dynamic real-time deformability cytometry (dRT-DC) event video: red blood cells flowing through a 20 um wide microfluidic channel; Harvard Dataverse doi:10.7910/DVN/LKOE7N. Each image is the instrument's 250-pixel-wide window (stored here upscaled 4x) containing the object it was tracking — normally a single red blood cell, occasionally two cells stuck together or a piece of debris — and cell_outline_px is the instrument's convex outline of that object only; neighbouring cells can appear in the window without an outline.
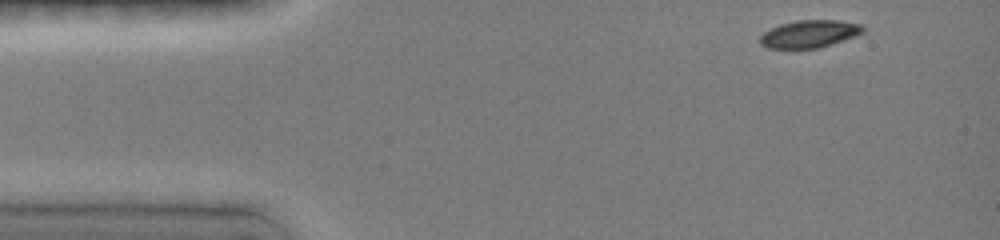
{"species": "common noctule bat (a hibernating species)", "species_latin": "Nyctalus noctula", "temperature_condition": "room temperature", "stored_images_in_passage": 10, "camera_frame_rate_fps": 3000, "um_per_image_px": 0.085, "animal": {"sex": "female", "body_mass_g": 19.0, "forearm_length_mm": 51.5}, "frame": {"image": 1, "passage_image": 1, "time_ms": 0.0, "image_size_px": [1000, 240], "cell_outline_px": [[864, 32], [856, 36], [820, 48], [768, 48], [760, 44], [760, 36], [764, 32], [780, 24], [800, 20], [836, 20], [860, 24], [864, 28]], "centroid_in_image_um": [68.81, 2.88], "position_along_channel_um": 16.2, "area_um2": 16.42}}
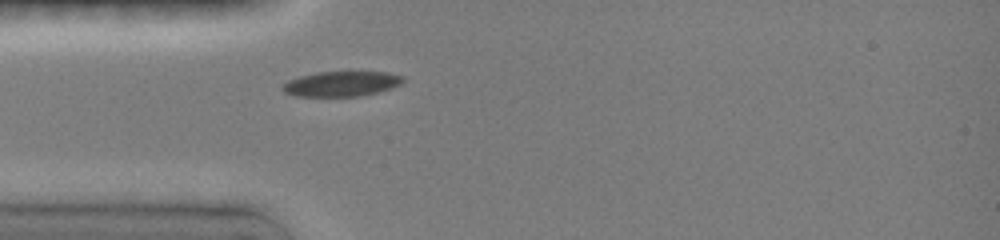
{"frame": {"image": 2, "passage_image": 7, "time_ms": 3.0, "image_size_px": [1000, 240], "cell_outline_px": [[404, 80], [400, 84], [376, 92], [360, 96], [296, 96], [284, 92], [280, 88], [288, 80], [300, 76], [316, 72], [384, 72], [400, 76]], "centroid_in_image_um": [28.94, 7.12], "position_along_channel_um": 56.1, "area_um2": 17.28}}